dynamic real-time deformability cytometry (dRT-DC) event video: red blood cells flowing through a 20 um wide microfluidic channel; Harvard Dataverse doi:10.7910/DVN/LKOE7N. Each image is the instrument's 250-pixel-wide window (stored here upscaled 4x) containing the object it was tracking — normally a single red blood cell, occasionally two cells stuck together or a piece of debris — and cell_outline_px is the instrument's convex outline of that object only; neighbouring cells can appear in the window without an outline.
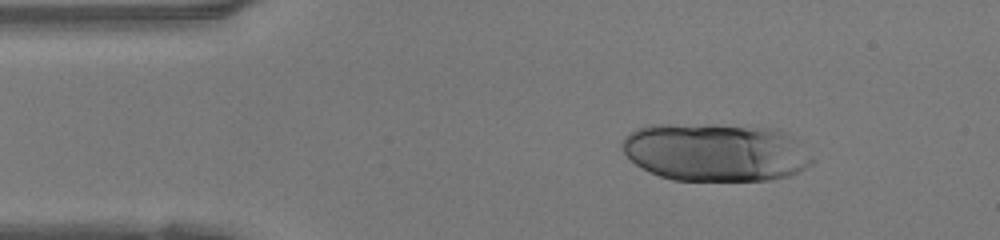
{"species": "human", "species_latin": "Homo sapiens", "temperature_condition": "warm", "stored_images_in_passage": 46, "camera_frame_rate_fps": 3000, "um_per_image_px": 0.085, "donor": {"sex": "female"}, "frame": {"image": 1, "passage_image": 6, "time_ms": 1.667, "image_size_px": [1000, 240], "cell_outline_px": [[816, 160], [812, 164], [788, 176], [772, 180], [672, 180], [660, 176], [636, 164], [624, 152], [620, 144], [624, 136], [628, 132], [648, 124], [708, 124], [776, 128], [800, 140]], "centroid_in_image_um": [60.86, 12.92], "position_along_channel_um": 24.1, "area_um2": 65.03}}